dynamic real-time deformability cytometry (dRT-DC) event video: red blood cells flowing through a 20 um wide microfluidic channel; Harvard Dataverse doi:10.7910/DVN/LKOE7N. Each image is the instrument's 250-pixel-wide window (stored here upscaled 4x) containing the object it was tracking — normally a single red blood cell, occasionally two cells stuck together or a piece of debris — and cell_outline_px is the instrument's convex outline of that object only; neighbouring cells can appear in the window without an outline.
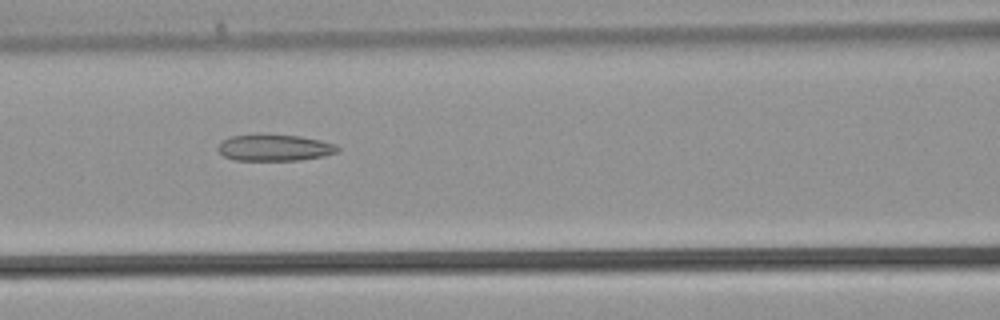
{"species": "common noctule bat (a hibernating species)", "species_latin": "Nyctalus noctula", "temperature_condition": "warm", "stored_images_in_passage": 39, "segment_of_instrument_passage": [1, 2], "camera_frame_rate_fps": 3000, "um_per_image_px": 0.085, "animal": {"sex": "male", "body_mass_g": 21.5, "forearm_length_mm": 52.0}, "frame": {"image": 1, "passage_image": 16, "time_ms": 5.0, "image_size_px": [1000, 320], "cell_outline_px": [[340, 152], [324, 156], [300, 160], [236, 160], [224, 156], [216, 148], [220, 140], [228, 136], [300, 136], [320, 140], [336, 144], [340, 148]], "centroid_in_image_um": [23.36, 12.58], "position_along_channel_um": 143.2, "area_um2": 18.21}}
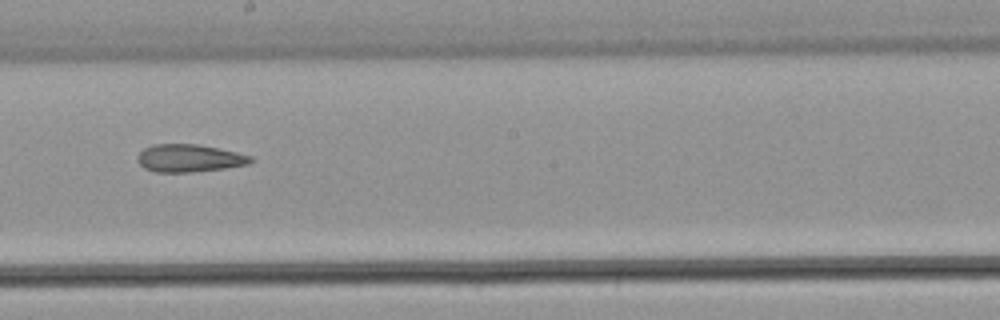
{"frame": {"image": 2, "passage_image": 21, "time_ms": 6.667, "image_size_px": [1000, 320], "cell_outline_px": [[252, 160], [248, 164], [224, 168], [192, 172], [156, 172], [144, 168], [140, 164], [140, 152], [144, 148], [152, 144], [200, 144], [236, 152], [252, 156]], "centroid_in_image_um": [16.1, 13.44], "position_along_channel_um": 232.1, "area_um2": 18.03}}
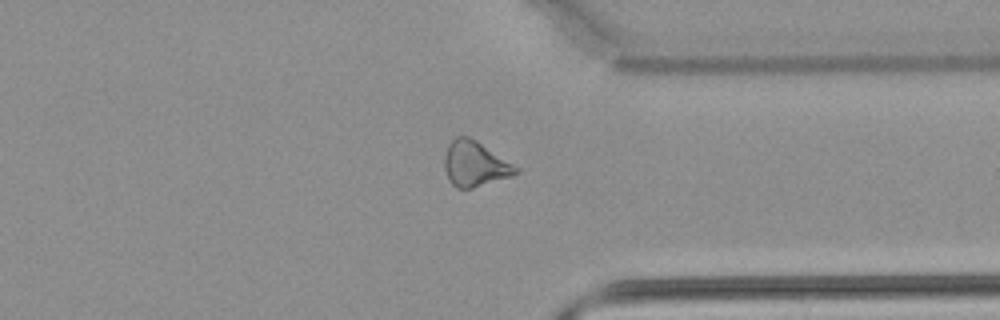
{"frame": {"image": 3, "passage_image": 29, "time_ms": 9.333, "image_size_px": [1000, 320], "cell_outline_px": [[520, 172], [512, 176], [472, 188], [456, 188], [448, 180], [444, 168], [444, 156], [448, 144], [456, 136], [468, 136], [476, 140], [520, 168]], "centroid_in_image_um": [40.36, 13.93], "position_along_channel_um": 371.0, "area_um2": 18.9}}